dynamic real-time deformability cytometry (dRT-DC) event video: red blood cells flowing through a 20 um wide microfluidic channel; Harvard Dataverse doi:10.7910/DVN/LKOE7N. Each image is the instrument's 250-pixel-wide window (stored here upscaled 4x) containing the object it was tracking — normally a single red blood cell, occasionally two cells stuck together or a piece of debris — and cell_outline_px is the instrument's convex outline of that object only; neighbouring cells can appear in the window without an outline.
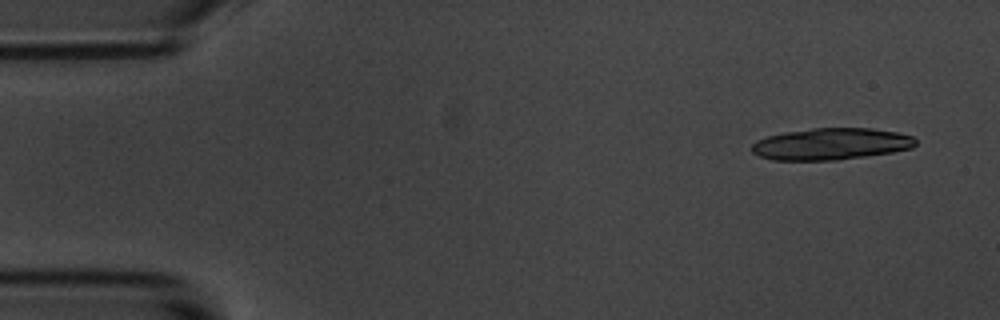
{"species": "common noctule bat (a hibernating species)", "species_latin": "Nyctalus noctula", "temperature_condition": "room temperature", "stored_images_in_passage": 9, "camera_frame_rate_fps": 3000, "um_per_image_px": 0.085, "animal": {"sex": "male", "body_mass_g": 20.1, "forearm_length_mm": 53.5}, "frame": {"image": 1, "passage_image": 1, "time_ms": 0.0, "image_size_px": [1000, 320], "cell_outline_px": [[916, 144], [912, 148], [892, 152], [836, 160], [772, 160], [760, 156], [752, 152], [752, 144], [756, 140], [768, 136], [784, 132], [812, 128], [872, 128], [896, 132], [912, 136], [916, 140]], "centroid_in_image_um": [70.62, 12.23], "position_along_channel_um": 14.4, "area_um2": 30.23}}
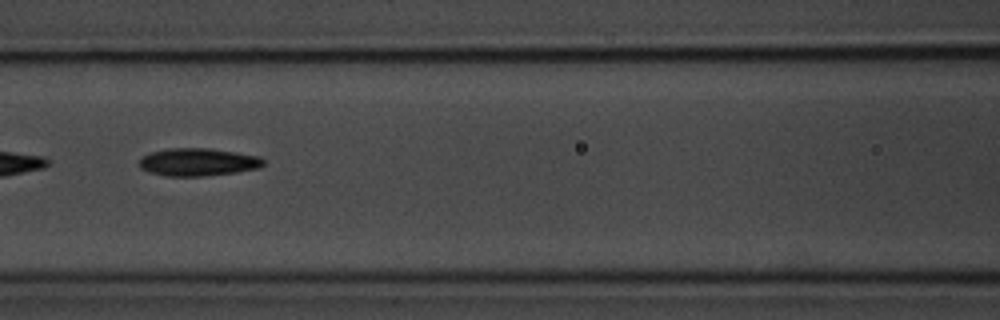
{"frame": {"image": 2, "passage_image": 7, "time_ms": 7.0, "image_size_px": [1000, 320], "cell_outline_px": [[264, 164], [260, 168], [236, 172], [204, 176], [164, 176], [148, 172], [140, 168], [140, 160], [144, 156], [152, 152], [168, 148], [208, 148], [236, 152], [260, 156], [264, 160]], "centroid_in_image_um": [16.85, 13.78], "position_along_channel_um": 149.8, "area_um2": 20.11}}
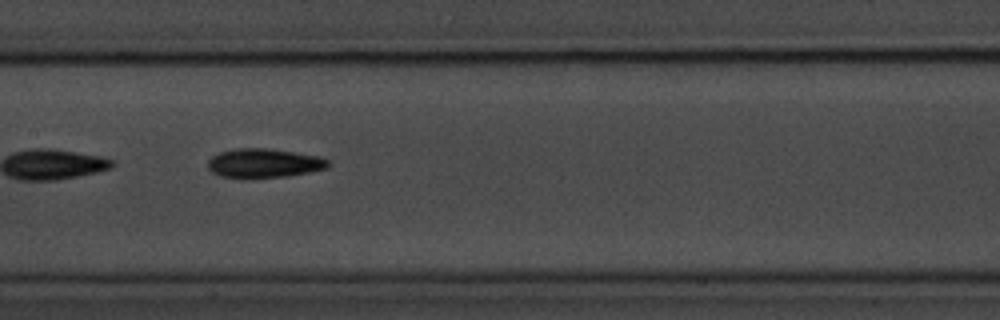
{"frame": {"image": 3, "passage_image": 8, "time_ms": 8.0, "image_size_px": [1000, 320], "cell_outline_px": [[328, 168], [308, 172], [284, 176], [220, 176], [212, 172], [208, 168], [208, 160], [212, 156], [220, 152], [236, 148], [268, 148], [320, 156], [328, 160]], "centroid_in_image_um": [22.44, 13.83], "position_along_channel_um": 185.0, "area_um2": 19.83}}